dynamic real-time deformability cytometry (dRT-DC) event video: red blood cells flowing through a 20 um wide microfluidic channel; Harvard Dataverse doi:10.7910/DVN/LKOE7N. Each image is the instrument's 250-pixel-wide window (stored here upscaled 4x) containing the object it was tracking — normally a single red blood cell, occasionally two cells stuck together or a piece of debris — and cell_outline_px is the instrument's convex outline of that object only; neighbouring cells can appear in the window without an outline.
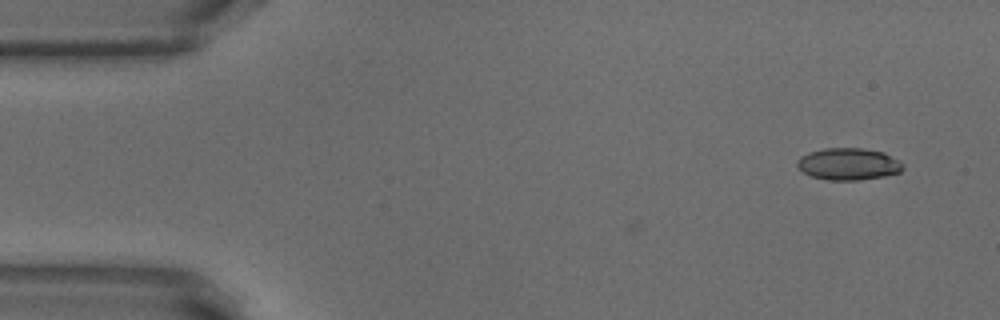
{"species": "common noctule bat (a hibernating species)", "species_latin": "Nyctalus noctula", "temperature_condition": "warm", "stored_images_in_passage": 7, "camera_frame_rate_fps": 3000, "um_per_image_px": 0.085, "animal": {"sex": "male", "body_mass_g": 18.8}, "frame": {"image": 1, "passage_image": 7, "time_ms": 2.0, "image_size_px": [1000, 320], "cell_outline_px": [[904, 168], [900, 172], [884, 176], [860, 180], [828, 180], [812, 176], [804, 172], [796, 164], [796, 160], [800, 156], [808, 152], [824, 148], [864, 148], [884, 152], [904, 164]], "centroid_in_image_um": [72.12, 13.93], "position_along_channel_um": 12.9, "area_um2": 19.77}}